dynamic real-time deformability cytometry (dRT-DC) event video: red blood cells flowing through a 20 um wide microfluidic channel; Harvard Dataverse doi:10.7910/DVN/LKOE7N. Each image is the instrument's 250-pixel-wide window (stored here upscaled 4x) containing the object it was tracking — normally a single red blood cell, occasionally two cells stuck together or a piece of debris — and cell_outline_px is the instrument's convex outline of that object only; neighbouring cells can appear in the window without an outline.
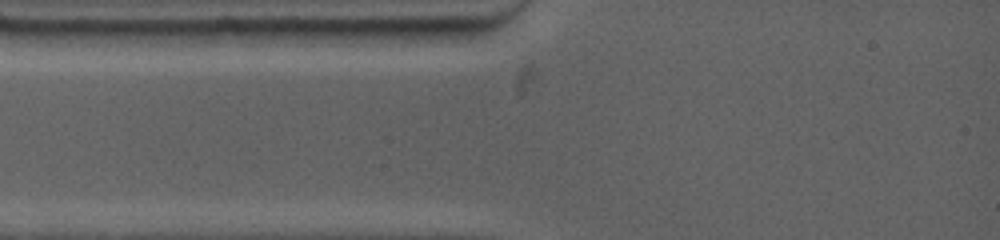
{"species": "common noctule bat (a hibernating species)", "species_latin": "Nyctalus noctula", "temperature_condition": "warm", "stored_images_in_passage": 1, "camera_frame_rate_fps": 4500, "um_per_image_px": 0.085, "animal": {"sex": "female", "body_mass_g": 19.0, "forearm_length_mm": 53.3}, "frame": {"image": 1, "passage_image": 1, "time_ms": 0.0, "image_size_px": [1000, 240], "cell_outline_px": [[252, 28], [248, 44], [204, 48], [176, 48], [148, 44], [140, 32], [148, 28]], "centroid_in_image_um": [16.72, 3.16], "position_along_channel_um": 68.3, "area_um2": 14.1}}